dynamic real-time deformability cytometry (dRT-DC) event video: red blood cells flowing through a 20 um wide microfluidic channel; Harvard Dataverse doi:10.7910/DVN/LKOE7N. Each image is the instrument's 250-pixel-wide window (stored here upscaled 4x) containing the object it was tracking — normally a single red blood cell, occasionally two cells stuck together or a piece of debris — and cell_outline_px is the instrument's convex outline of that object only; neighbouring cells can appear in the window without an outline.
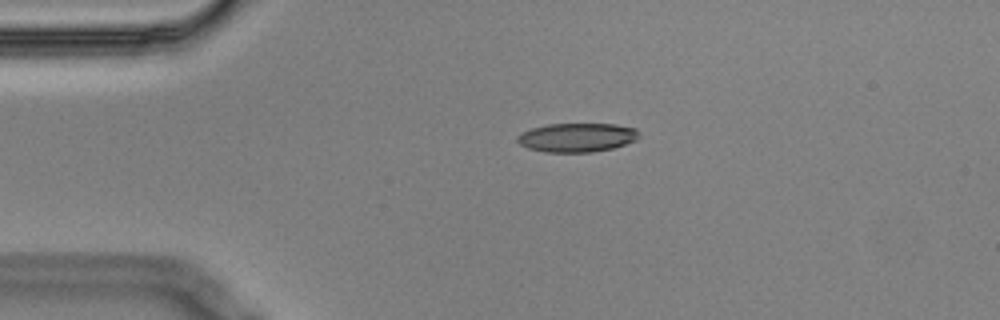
{"species": "Egyptian fruit bat (a non-hibernating species)", "species_latin": "Rousettus aegyptiacus", "temperature_condition": "cold", "stored_images_in_passage": 3, "camera_frame_rate_fps": 3000, "um_per_image_px": 0.085, "animal": {"sex": "male"}, "frame": {"image": 1, "passage_image": 1, "time_ms": 0.0, "image_size_px": [1000, 320], "cell_outline_px": [[640, 136], [636, 140], [612, 148], [592, 152], [544, 152], [528, 148], [520, 144], [516, 140], [516, 136], [532, 128], [548, 124], [616, 124], [636, 128], [640, 132]], "centroid_in_image_um": [49.06, 11.68], "position_along_channel_um": 35.9, "area_um2": 20.52}}
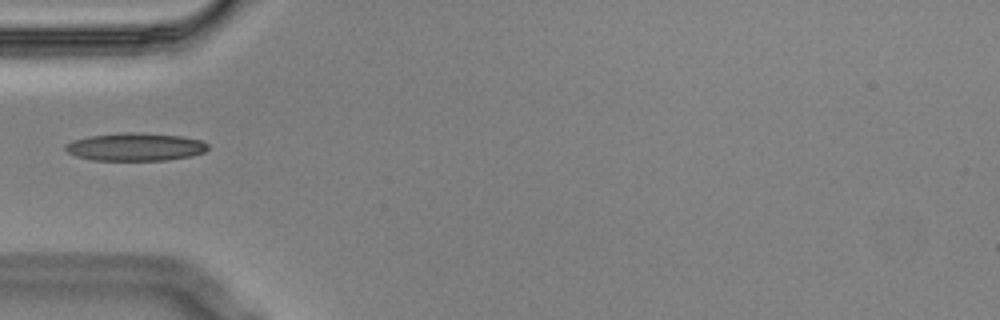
{"frame": {"image": 2, "passage_image": 3, "time_ms": 0.667, "image_size_px": [1000, 320], "cell_outline_px": [[208, 148], [204, 152], [192, 156], [168, 160], [92, 160], [76, 156], [68, 152], [64, 148], [64, 144], [72, 140], [88, 136], [124, 132], [132, 132], [180, 136], [200, 140], [208, 144]], "centroid_in_image_um": [11.47, 12.49], "position_along_channel_um": 73.5, "area_um2": 23.18}}